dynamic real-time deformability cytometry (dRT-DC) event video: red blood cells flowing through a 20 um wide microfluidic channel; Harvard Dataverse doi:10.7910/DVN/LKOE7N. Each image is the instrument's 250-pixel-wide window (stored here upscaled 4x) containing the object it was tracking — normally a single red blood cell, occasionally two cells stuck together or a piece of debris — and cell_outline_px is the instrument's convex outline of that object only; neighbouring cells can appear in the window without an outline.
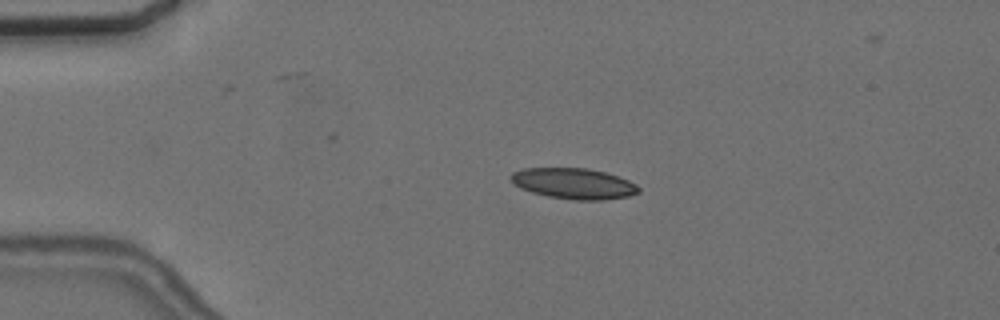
{"species": "common noctule bat (a hibernating species)", "species_latin": "Nyctalus noctula", "temperature_condition": "cold", "stored_images_in_passage": 39, "camera_frame_rate_fps": 3000, "um_per_image_px": 0.085, "animal": {"sex": "female", "body_mass_g": 24.6, "forearm_length_mm": 56.2}, "frame": {"image": 1, "passage_image": 12, "time_ms": 3.667, "image_size_px": [1000, 320], "cell_outline_px": [[640, 192], [628, 196], [604, 200], [576, 200], [548, 196], [532, 192], [520, 188], [508, 176], [512, 172], [524, 168], [588, 168], [604, 172], [628, 180], [636, 184], [640, 188]], "centroid_in_image_um": [48.77, 15.6], "position_along_channel_um": 36.2, "area_um2": 22.83}}
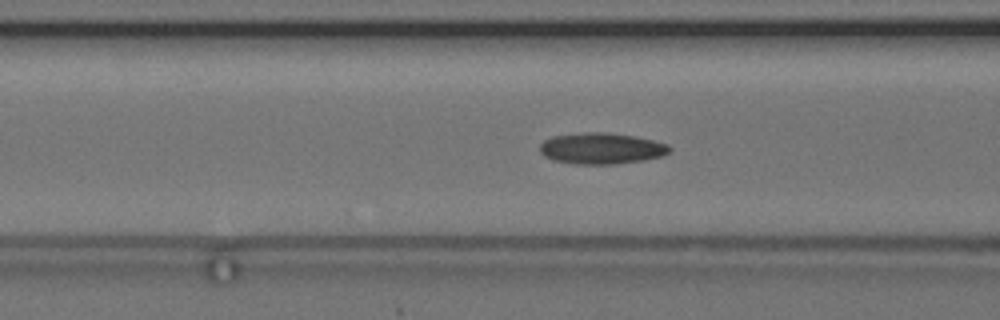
{"frame": {"image": 2, "passage_image": 22, "time_ms": 7.0, "image_size_px": [1000, 320], "cell_outline_px": [[672, 148], [668, 152], [660, 156], [644, 160], [616, 164], [572, 164], [552, 160], [544, 156], [540, 152], [540, 144], [544, 140], [552, 136], [584, 132], [608, 132], [636, 136], [668, 144]], "centroid_in_image_um": [51.09, 12.61], "position_along_channel_um": 115.5, "area_um2": 23.76}}
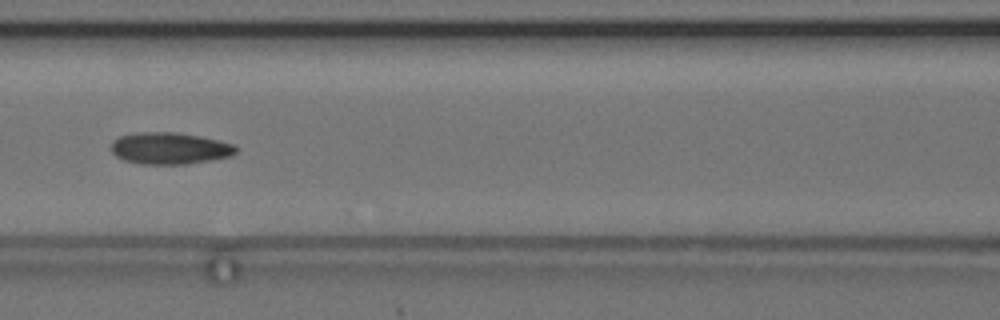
{"frame": {"image": 3, "passage_image": 25, "time_ms": 8.0, "image_size_px": [1000, 320], "cell_outline_px": [[236, 152], [232, 156], [188, 164], [140, 164], [124, 160], [116, 156], [112, 152], [112, 140], [120, 136], [136, 132], [176, 132], [200, 136], [232, 144], [236, 148]], "centroid_in_image_um": [14.39, 12.61], "position_along_channel_um": 152.2, "area_um2": 23.06}}